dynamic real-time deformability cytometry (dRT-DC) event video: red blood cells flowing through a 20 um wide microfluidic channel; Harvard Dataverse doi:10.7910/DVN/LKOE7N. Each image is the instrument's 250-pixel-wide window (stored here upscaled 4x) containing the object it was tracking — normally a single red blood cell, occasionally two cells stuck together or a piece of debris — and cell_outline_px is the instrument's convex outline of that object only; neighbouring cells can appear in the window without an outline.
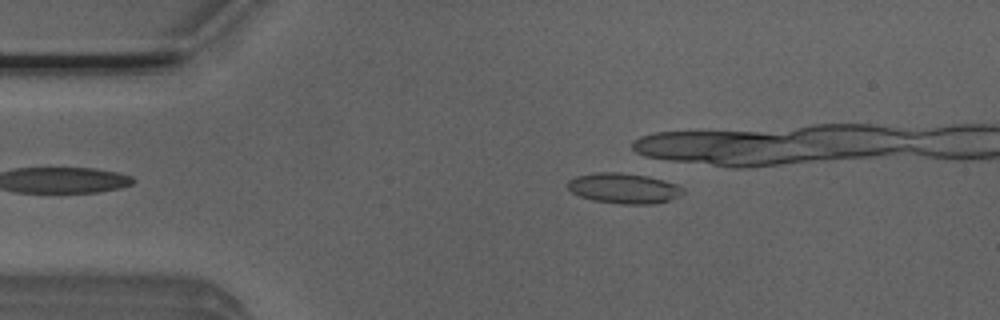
{"species": "Egyptian fruit bat (a non-hibernating species)", "species_latin": "Rousettus aegyptiacus", "temperature_condition": "room temperature", "stored_images_in_passage": 10, "camera_frame_rate_fps": 3000, "um_per_image_px": 0.085, "animal": {"sex": "male"}, "frame": {"image": 1, "passage_image": 9, "time_ms": 2.667, "image_size_px": [1000, 320], "cell_outline_px": [[684, 192], [668, 200], [656, 204], [620, 204], [592, 200], [580, 196], [572, 192], [568, 188], [568, 180], [576, 176], [596, 172], [620, 172], [648, 176], [680, 184], [684, 188]], "centroid_in_image_um": [53.03, 16.0], "position_along_channel_um": 32.0, "area_um2": 20.52}}